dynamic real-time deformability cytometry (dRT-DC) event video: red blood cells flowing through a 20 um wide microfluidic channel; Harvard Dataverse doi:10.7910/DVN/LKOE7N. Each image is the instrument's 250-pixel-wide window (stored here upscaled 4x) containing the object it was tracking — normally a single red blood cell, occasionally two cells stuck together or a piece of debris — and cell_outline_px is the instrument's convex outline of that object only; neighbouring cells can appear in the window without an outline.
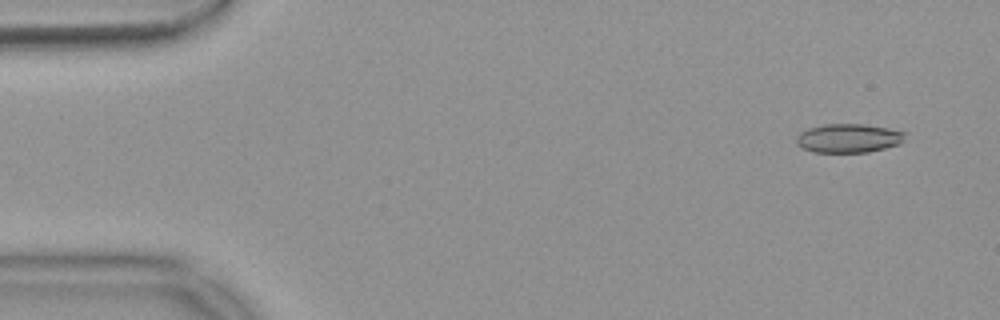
{"species": "common noctule bat (a hibernating species)", "species_latin": "Nyctalus noctula", "temperature_condition": "warm", "stored_images_in_passage": 55, "camera_frame_rate_fps": 3000, "um_per_image_px": 0.085, "animal": {"sex": "female", "body_mass_g": 18.4}, "frame": {"image": 1, "passage_image": 4, "time_ms": 1.0, "image_size_px": [1000, 320], "cell_outline_px": [[908, 132], [904, 140], [900, 144], [868, 152], [816, 152], [804, 148], [796, 144], [796, 136], [800, 132], [808, 128], [824, 124], [864, 124], [888, 128]], "centroid_in_image_um": [72.15, 11.74], "position_along_channel_um": 12.8, "area_um2": 18.38}}
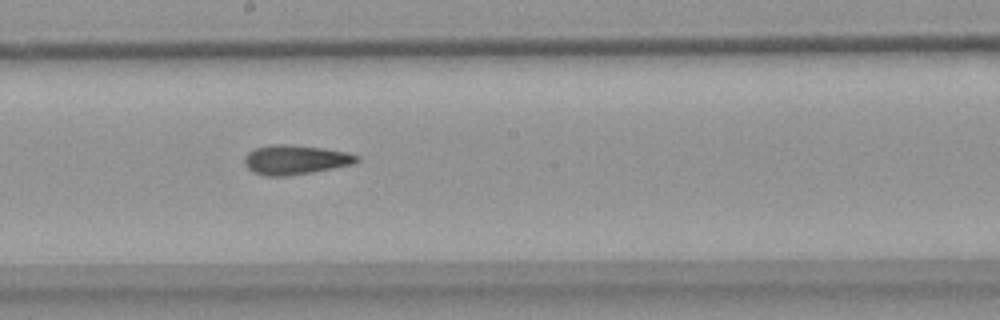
{"frame": {"image": 2, "passage_image": 30, "time_ms": 9.667, "image_size_px": [1000, 320], "cell_outline_px": [[360, 160], [356, 164], [312, 172], [284, 176], [264, 176], [252, 172], [244, 164], [244, 156], [248, 152], [256, 148], [272, 144], [288, 144], [324, 148], [348, 152], [360, 156]], "centroid_in_image_um": [25.13, 13.58], "position_along_channel_um": 223.1, "area_um2": 19.54}}
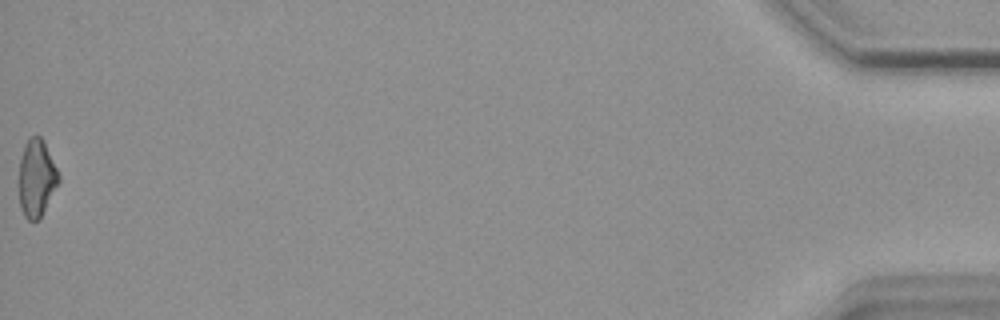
{"frame": {"image": 3, "passage_image": 55, "time_ms": 18.0, "image_size_px": [1000, 320], "cell_outline_px": [[60, 180], [40, 220], [28, 220], [24, 216], [20, 208], [20, 160], [24, 144], [32, 136], [40, 136], [44, 140], [60, 176]], "centroid_in_image_um": [3.12, 15.16], "position_along_channel_um": 432.1, "area_um2": 17.8}, "authors_computed_cell_mechanics": {"area_um2": 18.5538, "velocity_mm_per_s": 3.7318, "shape_relaxation_time_tau1_ms": null, "shape_relaxation_time_tau2_ms": 3.6867, "deformation_change_tau1": null, "deformation_change_tau2": 0.1331}}